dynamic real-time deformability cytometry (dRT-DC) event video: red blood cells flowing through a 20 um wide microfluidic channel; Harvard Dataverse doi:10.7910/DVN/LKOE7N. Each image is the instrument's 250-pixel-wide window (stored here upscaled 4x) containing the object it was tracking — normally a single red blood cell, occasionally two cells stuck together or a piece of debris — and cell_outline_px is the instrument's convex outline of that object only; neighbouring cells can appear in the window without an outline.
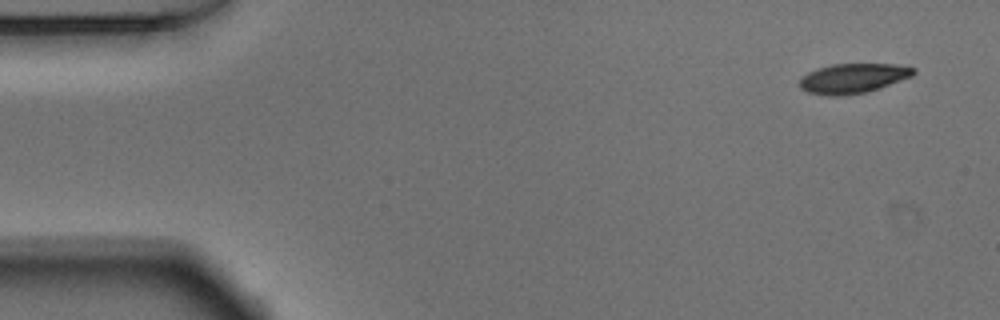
{"species": "Egyptian fruit bat (a non-hibernating species)", "species_latin": "Rousettus aegyptiacus", "temperature_condition": "warm", "stored_images_in_passage": 24, "camera_frame_rate_fps": 3000, "um_per_image_px": 0.085, "animal": {"sex": "male"}, "frame": {"image": 1, "passage_image": 1, "time_ms": 0.0, "image_size_px": [1000, 320], "cell_outline_px": [[916, 72], [912, 76], [880, 88], [868, 92], [844, 96], [828, 96], [808, 92], [800, 88], [800, 76], [816, 68], [832, 64], [896, 64], [916, 68]], "centroid_in_image_um": [72.49, 6.66], "position_along_channel_um": 12.5, "area_um2": 20.0}}
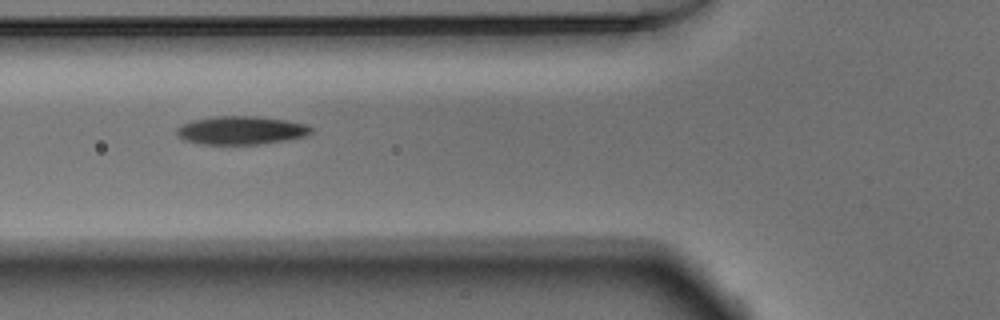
{"frame": {"image": 2, "passage_image": 17, "time_ms": 5.333, "image_size_px": [1000, 320], "cell_outline_px": [[312, 132], [308, 136], [288, 140], [260, 144], [200, 144], [184, 140], [176, 132], [176, 128], [180, 124], [192, 120], [216, 116], [256, 116], [288, 120], [308, 124], [312, 128]], "centroid_in_image_um": [20.53, 11.07], "position_along_channel_um": 105.3, "area_um2": 22.48}}
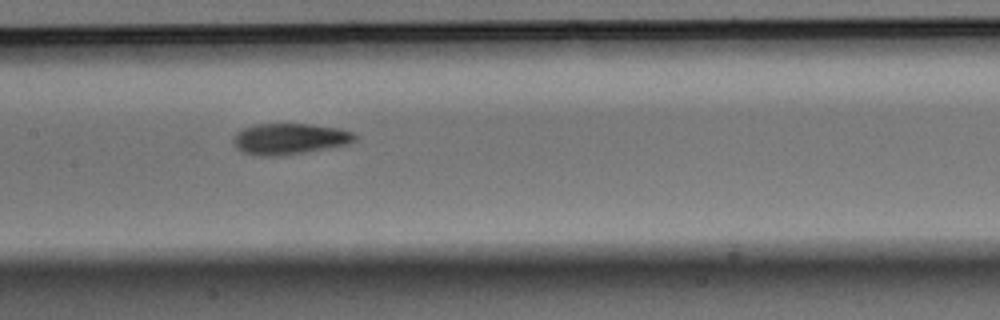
{"frame": {"image": 3, "passage_image": 23, "time_ms": 7.333, "image_size_px": [1000, 320], "cell_outline_px": [[356, 140], [348, 144], [328, 148], [284, 156], [256, 156], [240, 152], [236, 148], [232, 140], [236, 132], [244, 128], [256, 124], [312, 124], [340, 128], [352, 132], [356, 136]], "centroid_in_image_um": [24.59, 11.81], "position_along_channel_um": 182.8, "area_um2": 22.31}}